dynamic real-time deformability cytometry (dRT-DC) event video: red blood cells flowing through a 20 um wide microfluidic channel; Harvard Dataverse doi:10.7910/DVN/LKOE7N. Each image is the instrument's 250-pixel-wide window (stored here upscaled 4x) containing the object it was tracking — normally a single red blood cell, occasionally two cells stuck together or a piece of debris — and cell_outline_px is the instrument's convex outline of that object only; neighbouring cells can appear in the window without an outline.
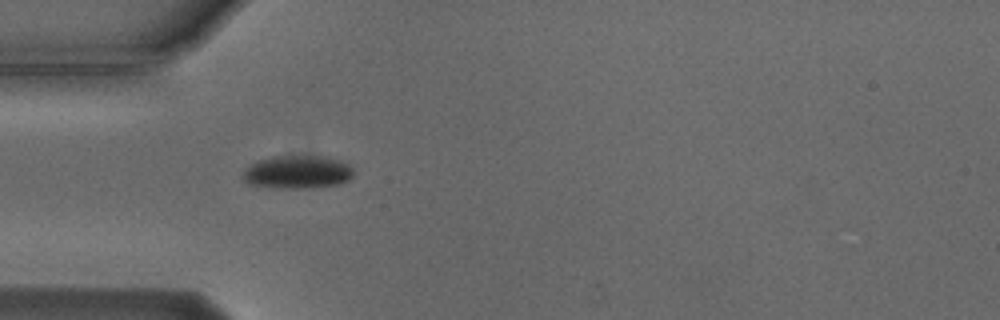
{"species": "Egyptian fruit bat (a non-hibernating species)", "species_latin": "Rousettus aegyptiacus", "temperature_condition": "cold", "stored_images_in_passage": 7, "camera_frame_rate_fps": 3000, "um_per_image_px": 0.085, "animal": {"sex": "male"}, "frame": {"image": 1, "passage_image": 1, "time_ms": 0.0, "image_size_px": [1000, 320], "cell_outline_px": [[352, 176], [348, 180], [340, 184], [312, 188], [276, 188], [248, 184], [244, 180], [244, 168], [260, 160], [272, 156], [324, 156], [336, 160], [352, 168]], "centroid_in_image_um": [25.25, 14.64], "position_along_channel_um": 59.7, "area_um2": 21.15}}
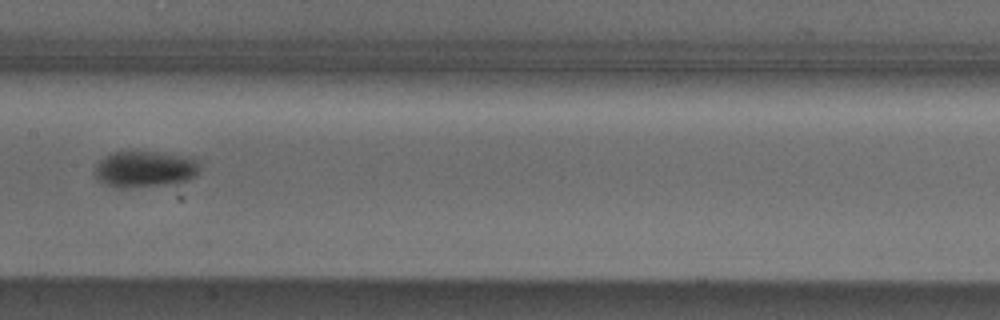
{"frame": {"image": 2, "passage_image": 4, "time_ms": 3.667, "image_size_px": [1000, 320], "cell_outline_px": [[200, 168], [196, 176], [188, 180], [176, 184], [128, 188], [120, 188], [108, 184], [100, 180], [96, 176], [96, 168], [100, 160], [104, 156], [112, 152], [164, 152], [200, 160]], "centroid_in_image_um": [12.39, 14.38], "position_along_channel_um": 195.0, "area_um2": 22.31}}
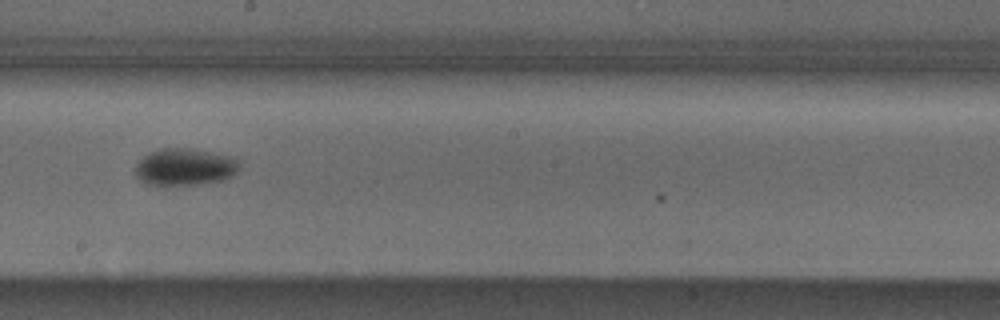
{"frame": {"image": 3, "passage_image": 5, "time_ms": 4.667, "image_size_px": [1000, 320], "cell_outline_px": [[240, 168], [232, 176], [224, 180], [196, 184], [144, 184], [136, 176], [136, 164], [148, 152], [160, 148], [192, 148], [236, 156], [240, 164]], "centroid_in_image_um": [15.76, 14.16], "position_along_channel_um": 232.4, "area_um2": 22.72}}